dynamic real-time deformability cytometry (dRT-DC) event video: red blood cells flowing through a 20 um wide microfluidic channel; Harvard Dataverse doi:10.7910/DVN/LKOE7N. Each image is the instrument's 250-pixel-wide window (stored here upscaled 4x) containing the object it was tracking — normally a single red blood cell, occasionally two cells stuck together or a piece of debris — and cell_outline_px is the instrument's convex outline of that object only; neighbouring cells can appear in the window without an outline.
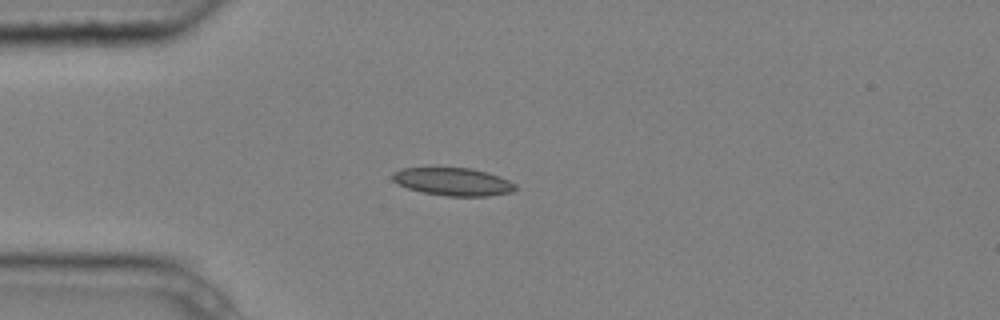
{"species": "common noctule bat (a hibernating species)", "species_latin": "Nyctalus noctula", "temperature_condition": "cold", "stored_images_in_passage": 7, "camera_frame_rate_fps": 3000, "um_per_image_px": 0.085, "animal": {"sex": "male", "body_mass_g": 20.4}, "frame": {"image": 1, "passage_image": 1, "time_ms": 0.0, "image_size_px": [1000, 320], "cell_outline_px": [[516, 188], [512, 192], [488, 196], [448, 196], [424, 192], [408, 188], [396, 184], [392, 180], [392, 172], [400, 168], [472, 168], [488, 172], [500, 176], [516, 184]], "centroid_in_image_um": [38.5, 15.44], "position_along_channel_um": 46.5, "area_um2": 20.0}}
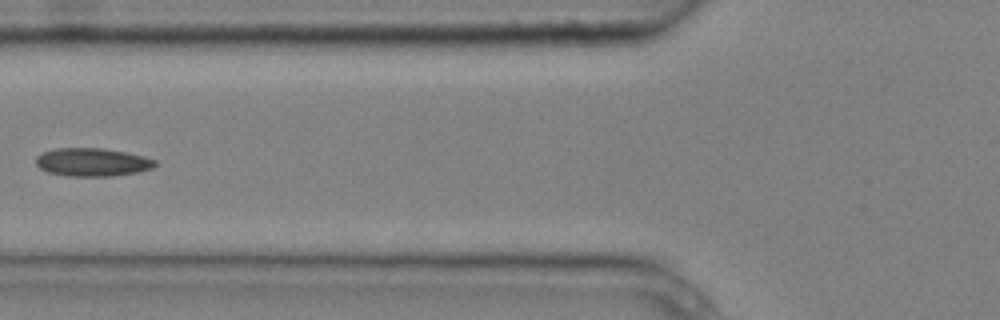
{"frame": {"image": 2, "passage_image": 3, "time_ms": 0.667, "image_size_px": [1000, 320], "cell_outline_px": [[156, 164], [152, 168], [136, 172], [112, 176], [68, 176], [48, 172], [40, 168], [36, 164], [36, 156], [44, 152], [56, 148], [104, 148], [144, 156], [156, 160]], "centroid_in_image_um": [7.84, 13.78], "position_along_channel_um": 118.0, "area_um2": 19.48}}
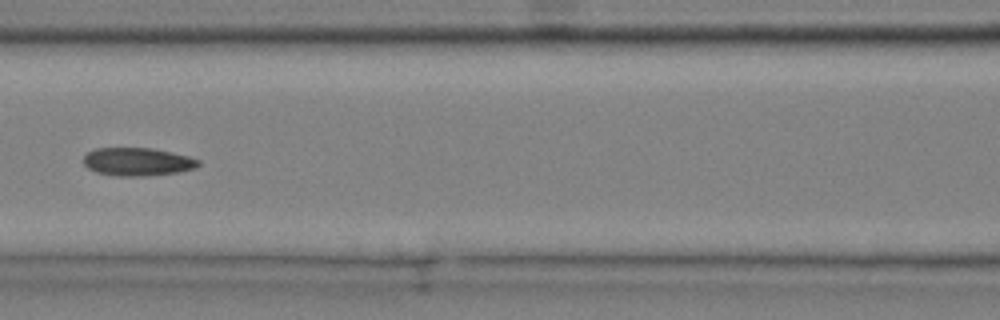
{"frame": {"image": 3, "passage_image": 4, "time_ms": 1.0, "image_size_px": [1000, 320], "cell_outline_px": [[200, 164], [196, 168], [180, 172], [144, 176], [116, 176], [96, 172], [88, 168], [84, 164], [84, 156], [88, 152], [96, 148], [152, 148], [172, 152], [188, 156], [200, 160]], "centroid_in_image_um": [11.71, 13.75], "position_along_channel_um": 154.9, "area_um2": 18.9}}